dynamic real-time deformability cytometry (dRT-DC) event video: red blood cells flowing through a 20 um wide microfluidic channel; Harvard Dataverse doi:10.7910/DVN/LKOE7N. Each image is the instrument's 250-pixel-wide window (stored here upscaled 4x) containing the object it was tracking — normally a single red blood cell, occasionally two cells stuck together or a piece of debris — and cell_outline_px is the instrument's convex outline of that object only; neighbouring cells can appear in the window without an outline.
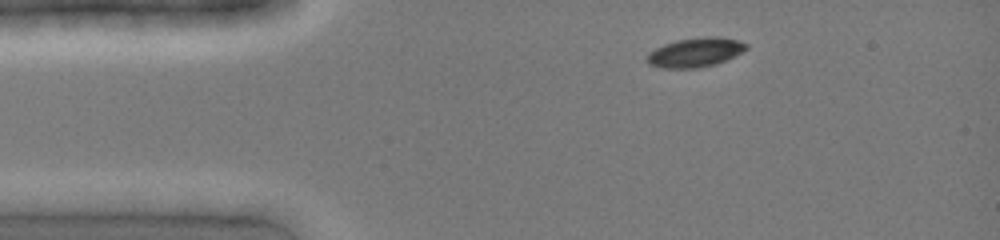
{"species": "common noctule bat (a hibernating species)", "species_latin": "Nyctalus noctula", "temperature_condition": "cold", "stored_images_in_passage": 9, "camera_frame_rate_fps": 3000, "um_per_image_px": 0.085, "animal": {"sex": "female", "body_mass_g": 19.0, "forearm_length_mm": 51.5}, "frame": {"image": 1, "passage_image": 1, "time_ms": 0.0, "image_size_px": [1000, 240], "cell_outline_px": [[748, 48], [716, 64], [700, 68], [660, 68], [648, 64], [644, 60], [648, 52], [664, 44], [676, 40], [704, 36], [720, 36], [740, 40], [748, 44]], "centroid_in_image_um": [59.06, 4.44], "position_along_channel_um": 25.9, "area_um2": 17.17}}
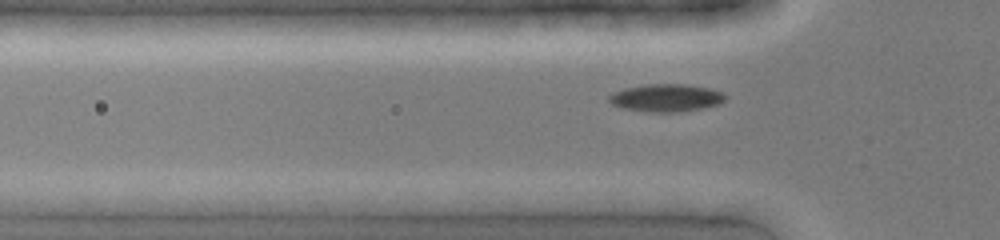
{"frame": {"image": 2, "passage_image": 7, "time_ms": 2.0, "image_size_px": [1000, 240], "cell_outline_px": [[724, 100], [720, 104], [704, 108], [680, 112], [648, 112], [624, 108], [612, 104], [608, 100], [608, 96], [624, 88], [648, 84], [684, 84], [708, 88], [724, 92]], "centroid_in_image_um": [56.64, 8.32], "position_along_channel_um": 69.2, "area_um2": 18.67}}